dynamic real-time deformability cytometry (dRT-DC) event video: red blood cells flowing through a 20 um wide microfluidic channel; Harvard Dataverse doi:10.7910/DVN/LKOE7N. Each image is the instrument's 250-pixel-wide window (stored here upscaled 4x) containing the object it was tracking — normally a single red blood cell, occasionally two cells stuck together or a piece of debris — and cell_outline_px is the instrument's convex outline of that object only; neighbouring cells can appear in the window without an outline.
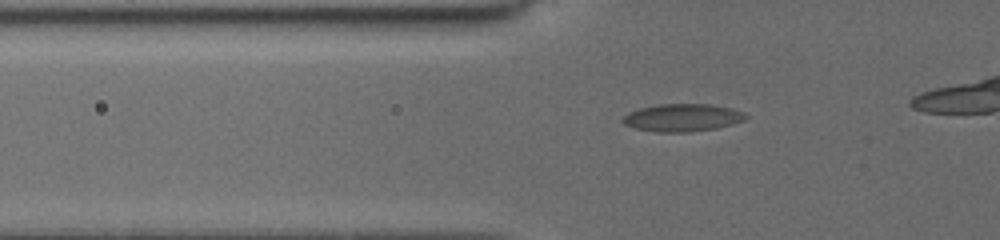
{"species": "common noctule bat (a hibernating species)", "species_latin": "Nyctalus noctula", "temperature_condition": "cold", "stored_images_in_passage": 18, "segment_of_instrument_passage": [1, 2], "camera_frame_rate_fps": 3000, "um_per_image_px": 0.085, "animal": {"sex": "female", "body_mass_g": 19.5, "forearm_length_mm": 54.1}, "frame": {"image": 1, "passage_image": 9, "time_ms": 3.333, "image_size_px": [1000, 240], "cell_outline_px": [[748, 116], [744, 120], [732, 124], [716, 128], [688, 132], [656, 132], [636, 128], [624, 124], [620, 120], [628, 112], [640, 108], [660, 104], [708, 104], [732, 108], [744, 112]], "centroid_in_image_um": [58.0, 10.0], "position_along_channel_um": 67.8, "area_um2": 19.77}}
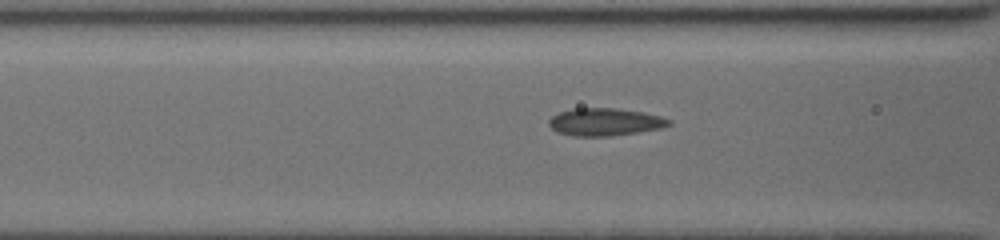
{"frame": {"image": 2, "passage_image": 13, "time_ms": 4.667, "image_size_px": [1000, 240], "cell_outline_px": [[672, 124], [660, 128], [612, 136], [572, 136], [556, 132], [548, 124], [548, 120], [552, 116], [560, 112], [572, 108], [612, 108], [640, 112], [660, 116], [672, 120]], "centroid_in_image_um": [51.38, 10.37], "position_along_channel_um": 115.2, "area_um2": 19.19}}
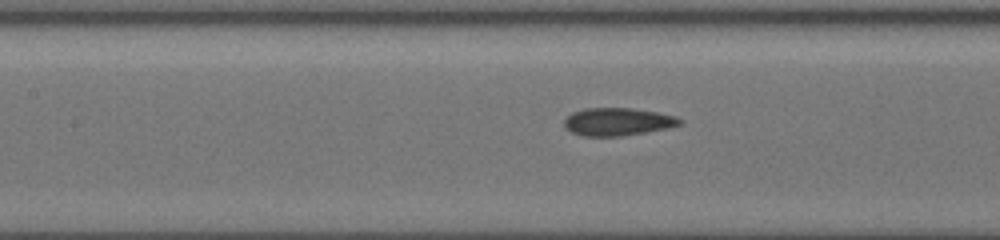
{"frame": {"image": 3, "passage_image": 16, "time_ms": 5.667, "image_size_px": [1000, 240], "cell_outline_px": [[680, 124], [664, 128], [644, 132], [620, 136], [580, 136], [564, 128], [564, 120], [572, 112], [584, 108], [632, 108], [656, 112], [676, 116], [680, 120]], "centroid_in_image_um": [52.42, 10.34], "position_along_channel_um": 155.0, "area_um2": 18.5}}